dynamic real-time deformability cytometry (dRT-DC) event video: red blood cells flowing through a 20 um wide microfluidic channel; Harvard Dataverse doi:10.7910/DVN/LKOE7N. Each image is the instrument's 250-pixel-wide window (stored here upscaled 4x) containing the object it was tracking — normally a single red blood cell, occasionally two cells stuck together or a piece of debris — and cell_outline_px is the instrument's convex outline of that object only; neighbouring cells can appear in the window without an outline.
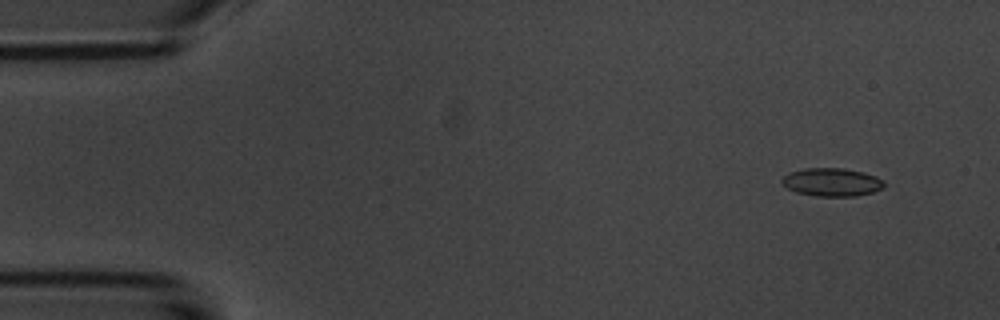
{"species": "common noctule bat (a hibernating species)", "species_latin": "Nyctalus noctula", "temperature_condition": "room temperature", "stored_images_in_passage": 5, "camera_frame_rate_fps": 3000, "um_per_image_px": 0.085, "animal": {"sex": "male", "body_mass_g": 20.1, "forearm_length_mm": 53.5}, "frame": {"image": 1, "passage_image": 2, "time_ms": 1.0, "image_size_px": [1000, 320], "cell_outline_px": [[884, 188], [872, 192], [856, 196], [816, 196], [796, 192], [788, 188], [780, 180], [788, 172], [804, 168], [844, 168], [864, 172], [876, 176], [884, 180]], "centroid_in_image_um": [70.72, 15.47], "position_along_channel_um": 14.3, "area_um2": 16.88}}
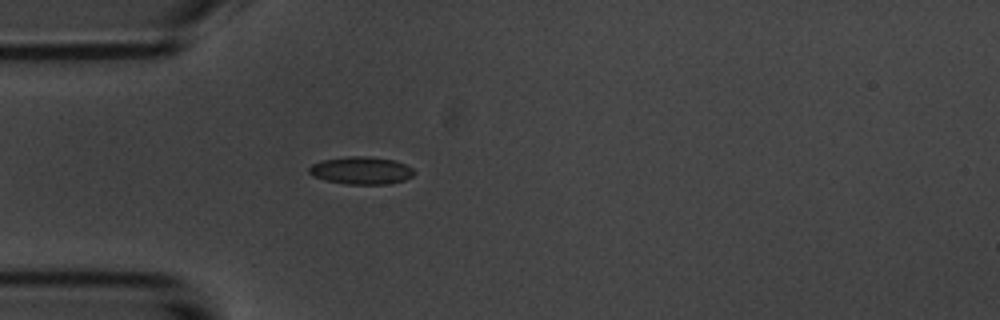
{"frame": {"image": 2, "passage_image": 5, "time_ms": 4.667, "image_size_px": [1000, 320], "cell_outline_px": [[416, 172], [412, 176], [404, 180], [392, 184], [348, 184], [328, 180], [312, 176], [308, 172], [308, 168], [312, 164], [320, 160], [348, 156], [368, 156], [396, 160], [412, 168]], "centroid_in_image_um": [30.71, 14.48], "position_along_channel_um": 54.3, "area_um2": 16.99}}